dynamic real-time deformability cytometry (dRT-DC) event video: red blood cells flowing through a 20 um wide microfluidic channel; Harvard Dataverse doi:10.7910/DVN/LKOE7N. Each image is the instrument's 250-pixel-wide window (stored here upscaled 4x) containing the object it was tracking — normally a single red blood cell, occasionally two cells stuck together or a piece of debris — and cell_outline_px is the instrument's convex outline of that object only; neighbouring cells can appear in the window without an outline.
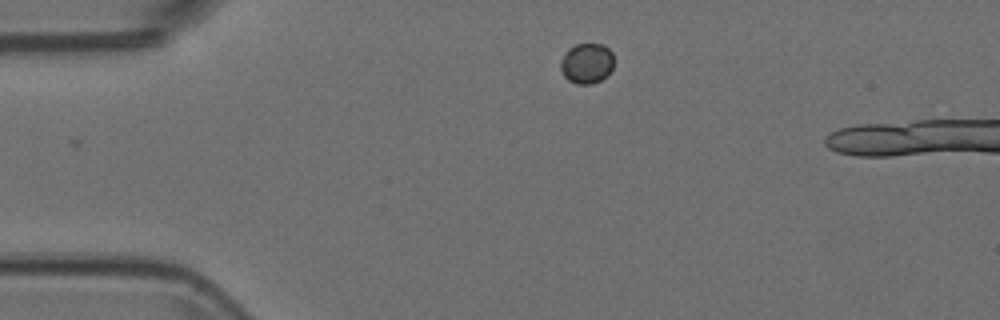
{"species": "Egyptian fruit bat (a non-hibernating species)", "species_latin": "Rousettus aegyptiacus", "temperature_condition": "room temperature", "stored_images_in_passage": 6, "camera_frame_rate_fps": 3000, "um_per_image_px": 0.085, "animal": {"sex": "female"}, "frame": {"image": 1, "passage_image": 1, "time_ms": 0.0, "image_size_px": [1000, 320], "cell_outline_px": [[612, 68], [600, 80], [592, 84], [576, 84], [568, 80], [564, 76], [560, 68], [560, 60], [568, 48], [576, 44], [604, 44], [612, 52]], "centroid_in_image_um": [49.83, 5.37], "position_along_channel_um": 35.2, "area_um2": 12.48}}